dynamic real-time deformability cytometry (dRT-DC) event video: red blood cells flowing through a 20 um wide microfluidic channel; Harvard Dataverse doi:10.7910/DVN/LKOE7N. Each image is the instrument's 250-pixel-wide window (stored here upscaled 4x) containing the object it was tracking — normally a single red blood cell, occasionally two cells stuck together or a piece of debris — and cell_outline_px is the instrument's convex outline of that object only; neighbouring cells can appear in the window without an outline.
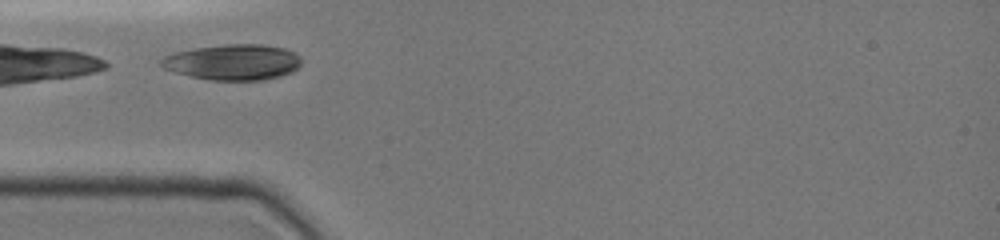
{"species": "common noctule bat (a hibernating species)", "species_latin": "Nyctalus noctula", "temperature_condition": "cold", "stored_images_in_passage": 21, "camera_frame_rate_fps": 3000, "um_per_image_px": 0.085, "animal": {"sex": "female", "body_mass_g": 19.0, "forearm_length_mm": 51.5}, "frame": {"image": 1, "passage_image": 1, "time_ms": 0.0, "image_size_px": [1000, 240], "cell_outline_px": [[300, 64], [292, 72], [280, 76], [264, 80], [208, 80], [176, 72], [164, 68], [160, 64], [160, 60], [164, 56], [176, 52], [196, 48], [224, 44], [264, 44], [284, 48], [296, 52], [300, 56]], "centroid_in_image_um": [19.84, 5.28], "position_along_channel_um": 65.2, "area_um2": 29.13}}